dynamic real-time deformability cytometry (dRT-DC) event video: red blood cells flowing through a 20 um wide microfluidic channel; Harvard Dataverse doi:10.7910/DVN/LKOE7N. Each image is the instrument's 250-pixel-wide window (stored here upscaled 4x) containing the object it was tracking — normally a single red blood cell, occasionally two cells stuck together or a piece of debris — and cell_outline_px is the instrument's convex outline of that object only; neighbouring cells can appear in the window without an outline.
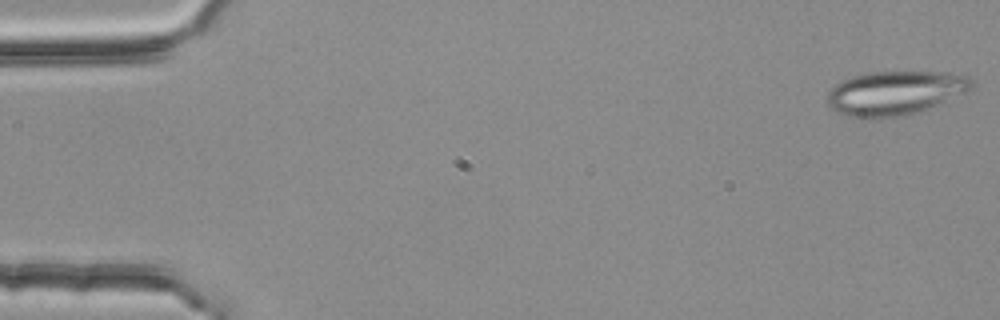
{"species": "common noctule bat (a hibernating species)", "species_latin": "Nyctalus noctula", "temperature_condition": "room temperature", "stored_images_in_passage": 4, "camera_frame_rate_fps": 3000, "um_per_image_px": 0.085, "animal": {"sex": "female", "body_mass_g": 25.1}, "frame": {"image": 1, "passage_image": 4, "time_ms": 1.0, "image_size_px": [1000, 320], "cell_outline_px": [[976, 84], [972, 88], [964, 92], [936, 104], [904, 116], [876, 120], [872, 120], [848, 116], [832, 108], [824, 100], [828, 92], [836, 84], [852, 76], [868, 72], [948, 72], [968, 76]], "centroid_in_image_um": [76.03, 7.91], "position_along_channel_um": 9.0, "area_um2": 37.11}}